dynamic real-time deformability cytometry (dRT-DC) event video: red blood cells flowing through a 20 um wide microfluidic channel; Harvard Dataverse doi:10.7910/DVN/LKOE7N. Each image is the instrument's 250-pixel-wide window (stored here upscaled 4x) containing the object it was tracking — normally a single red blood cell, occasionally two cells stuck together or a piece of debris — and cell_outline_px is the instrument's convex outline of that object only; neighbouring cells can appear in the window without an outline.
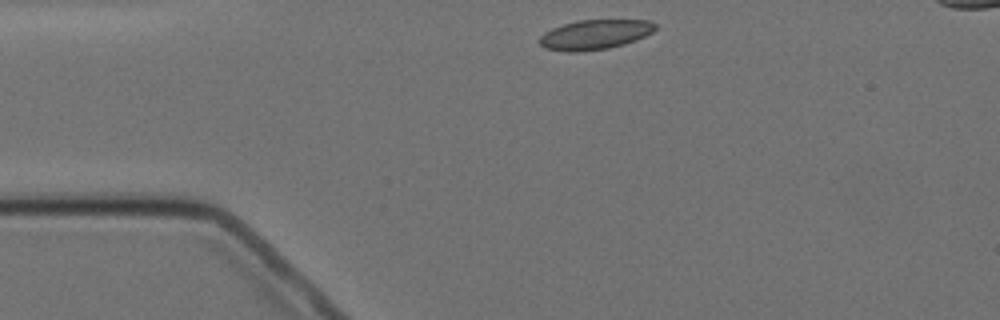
{"species": "Egyptian fruit bat (a non-hibernating species)", "species_latin": "Rousettus aegyptiacus", "temperature_condition": "cold", "stored_images_in_passage": 2, "camera_frame_rate_fps": 3000, "um_per_image_px": 0.085, "animal": {"sex": "female"}, "frame": {"image": 1, "passage_image": 1, "time_ms": 0.0, "image_size_px": [1000, 320], "cell_outline_px": [[656, 28], [652, 32], [636, 40], [624, 44], [608, 48], [576, 52], [568, 52], [544, 48], [536, 40], [544, 32], [552, 28], [564, 24], [580, 20], [648, 20], [656, 24]], "centroid_in_image_um": [50.53, 2.94], "position_along_channel_um": 34.5, "area_um2": 20.06}}